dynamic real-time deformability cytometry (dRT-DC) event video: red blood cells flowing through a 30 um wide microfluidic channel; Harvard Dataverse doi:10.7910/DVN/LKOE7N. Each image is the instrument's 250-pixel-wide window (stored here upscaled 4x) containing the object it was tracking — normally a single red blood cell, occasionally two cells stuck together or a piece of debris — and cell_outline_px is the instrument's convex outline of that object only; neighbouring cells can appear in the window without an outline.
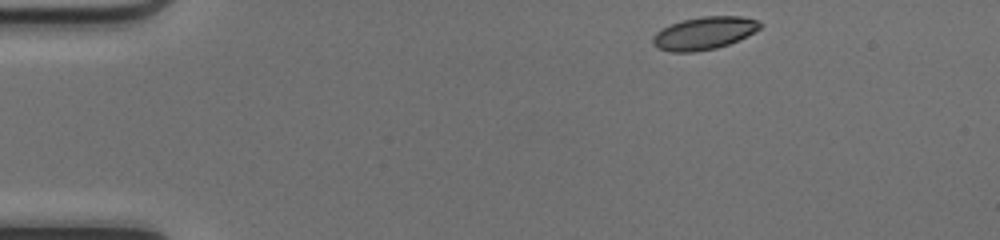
{"species": "common noctule bat (a hibernating species)", "species_latin": "Nyctalus noctula", "temperature_condition": "cold", "stored_images_in_passage": 43, "camera_frame_rate_fps": 3000, "um_per_image_px": 0.085, "animal": {"sex": "female", "body_mass_g": 17.0, "forearm_length_mm": 48.0}, "frame": {"image": 1, "passage_image": 1, "time_ms": 0.0, "image_size_px": [1000, 240], "cell_outline_px": [[764, 24], [760, 28], [740, 40], [716, 48], [696, 52], [668, 52], [656, 48], [652, 44], [652, 36], [660, 28], [684, 20], [700, 16], [740, 16], [756, 20]], "centroid_in_image_um": [59.82, 2.83], "position_along_channel_um": 25.2, "area_um2": 20.63}}
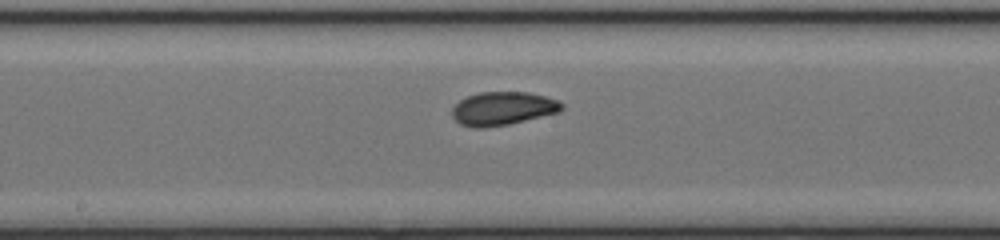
{"frame": {"image": 2, "passage_image": 20, "time_ms": 6.333, "image_size_px": [1000, 240], "cell_outline_px": [[564, 108], [560, 112], [508, 124], [484, 128], [472, 128], [460, 124], [452, 116], [452, 108], [460, 100], [468, 96], [480, 92], [528, 92], [560, 100], [564, 104]], "centroid_in_image_um": [42.76, 9.22], "position_along_channel_um": 205.4, "area_um2": 21.44}}
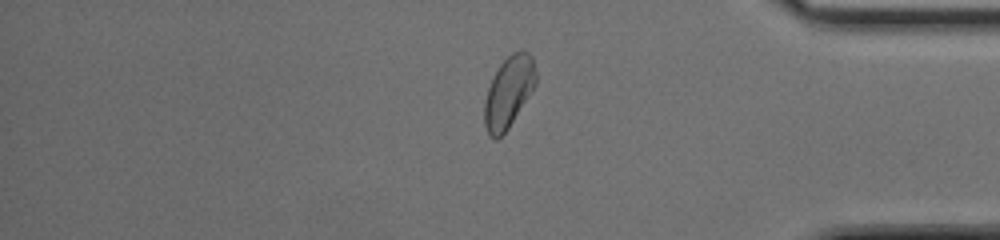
{"frame": {"image": 3, "passage_image": 35, "time_ms": 11.333, "image_size_px": [1000, 240], "cell_outline_px": [[536, 84], [532, 92], [508, 128], [496, 140], [488, 136], [484, 124], [484, 100], [488, 88], [500, 64], [512, 52], [524, 48], [532, 56], [536, 72]], "centroid_in_image_um": [43.24, 7.81], "position_along_channel_um": 392.0, "area_um2": 21.44}, "authors_computed_cell_mechanics": {"area_um2": 21.0392, "velocity_mm_per_s": 4.168, "shape_relaxation_time_tau1_ms": 3.5617, "shape_relaxation_time_tau2_ms": 2.1218, "deformation_change_tau1": 0.117, "deformation_change_tau2": 0.0645}}